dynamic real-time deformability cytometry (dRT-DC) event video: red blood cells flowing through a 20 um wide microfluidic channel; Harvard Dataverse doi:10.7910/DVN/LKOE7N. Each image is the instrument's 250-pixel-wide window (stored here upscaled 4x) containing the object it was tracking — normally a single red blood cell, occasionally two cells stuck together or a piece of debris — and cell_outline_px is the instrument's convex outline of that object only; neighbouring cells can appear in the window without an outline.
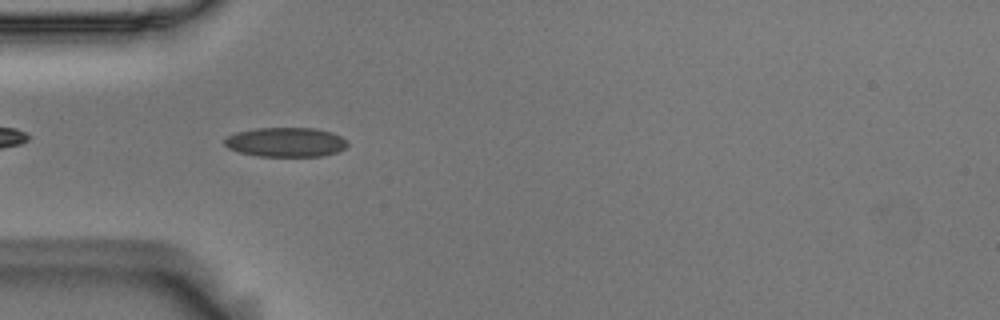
{"species": "Egyptian fruit bat (a non-hibernating species)", "species_latin": "Rousettus aegyptiacus", "temperature_condition": "room temperature", "stored_images_in_passage": 24, "camera_frame_rate_fps": 3000, "um_per_image_px": 0.085, "animal": {"sex": "male"}, "frame": {"image": 1, "passage_image": 4, "time_ms": 1.0, "image_size_px": [1000, 320], "cell_outline_px": [[348, 144], [344, 148], [336, 152], [320, 156], [260, 156], [240, 152], [228, 148], [224, 144], [224, 140], [228, 136], [236, 132], [256, 128], [316, 128], [332, 132], [348, 140]], "centroid_in_image_um": [24.3, 12.07], "position_along_channel_um": 60.7, "area_um2": 21.04}}
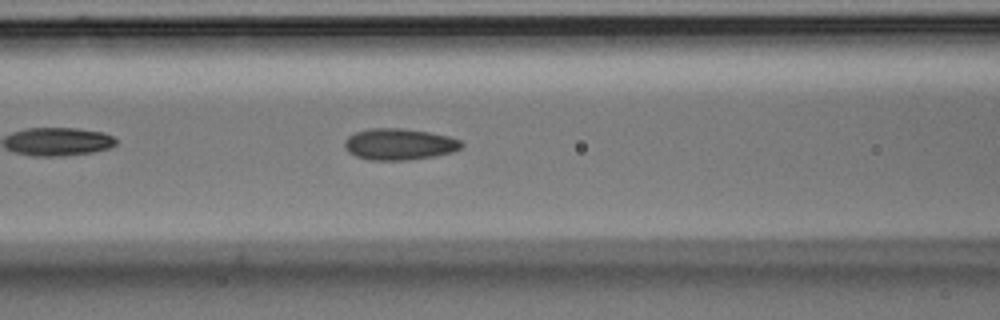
{"frame": {"image": 2, "passage_image": 10, "time_ms": 3.0, "image_size_px": [1000, 320], "cell_outline_px": [[464, 144], [460, 148], [452, 152], [436, 156], [408, 160], [368, 160], [356, 156], [348, 152], [344, 148], [344, 140], [348, 136], [356, 132], [372, 128], [400, 128], [428, 132], [448, 136], [460, 140]], "centroid_in_image_um": [33.91, 12.26], "position_along_channel_um": 132.7, "area_um2": 21.44}}
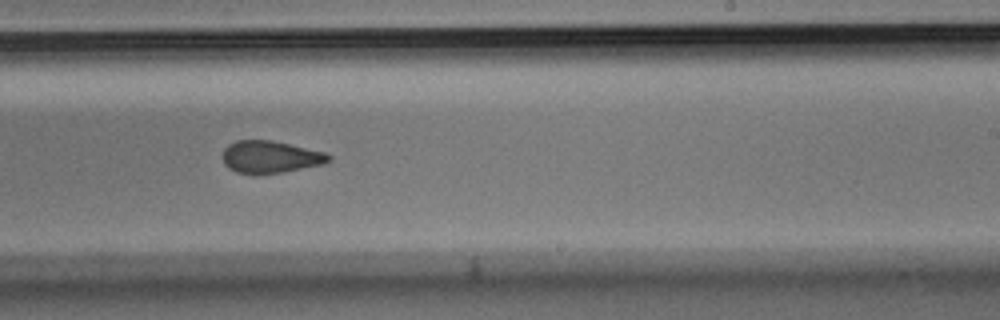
{"frame": {"image": 3, "passage_image": 21, "time_ms": 6.667, "image_size_px": [1000, 320], "cell_outline_px": [[332, 160], [324, 164], [280, 172], [252, 176], [236, 172], [228, 168], [224, 164], [220, 156], [224, 148], [228, 144], [236, 140], [272, 140], [324, 152], [332, 156]], "centroid_in_image_um": [22.91, 13.35], "position_along_channel_um": 266.1, "area_um2": 20.35}}